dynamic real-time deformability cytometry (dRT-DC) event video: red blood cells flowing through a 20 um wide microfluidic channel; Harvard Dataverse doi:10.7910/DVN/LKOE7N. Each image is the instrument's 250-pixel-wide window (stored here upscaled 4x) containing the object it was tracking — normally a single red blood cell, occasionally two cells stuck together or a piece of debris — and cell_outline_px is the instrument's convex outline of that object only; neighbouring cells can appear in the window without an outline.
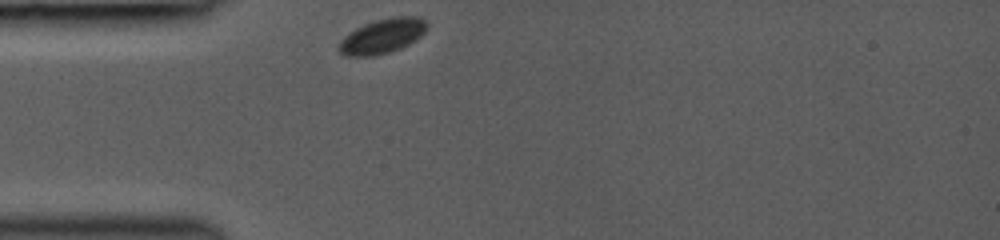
{"species": "common noctule bat (a hibernating species)", "species_latin": "Nyctalus noctula", "temperature_condition": "room temperature", "stored_images_in_passage": 28, "camera_frame_rate_fps": 3000, "um_per_image_px": 0.085, "animal": {"sex": "female", "body_mass_g": 19.0, "forearm_length_mm": 53.3}, "frame": {"image": 1, "passage_image": 1, "time_ms": 0.0, "image_size_px": [1000, 240], "cell_outline_px": [[428, 24], [424, 32], [416, 40], [400, 48], [388, 52], [372, 56], [344, 56], [336, 48], [340, 40], [348, 32], [364, 24], [376, 20], [392, 16], [420, 16]], "centroid_in_image_um": [32.47, 3.06], "position_along_channel_um": 52.5, "area_um2": 17.92}}
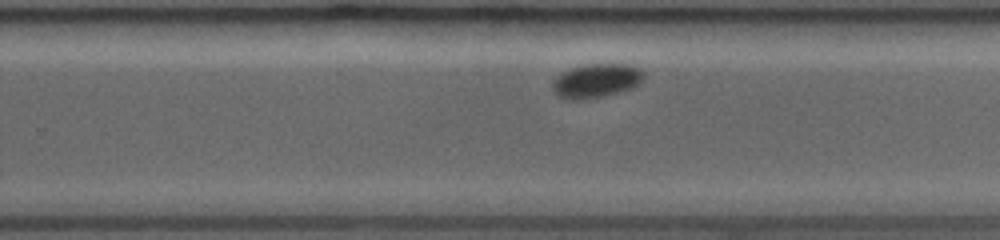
{"frame": {"image": 2, "passage_image": 18, "time_ms": 5.667, "image_size_px": [1000, 240], "cell_outline_px": [[644, 80], [632, 88], [604, 96], [584, 100], [568, 100], [556, 96], [552, 92], [552, 80], [564, 72], [572, 68], [584, 64], [628, 64], [640, 68], [644, 72]], "centroid_in_image_um": [50.67, 6.88], "position_along_channel_um": 279.1, "area_um2": 18.38}}
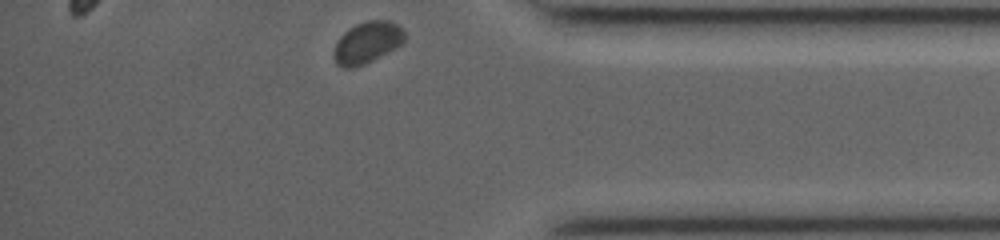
{"frame": {"image": 3, "passage_image": 28, "time_ms": 9.0, "image_size_px": [1000, 240], "cell_outline_px": [[404, 40], [396, 48], [364, 64], [352, 68], [344, 68], [336, 64], [332, 56], [332, 52], [340, 36], [348, 28], [356, 24], [368, 20], [388, 20], [404, 28]], "centroid_in_image_um": [31.18, 3.61], "position_along_channel_um": 404.0, "area_um2": 17.22}, "authors_computed_cell_mechanics": {"area_um2": 18.3226, "velocity_mm_per_s": 3.9521, "shape_relaxation_time_tau1_ms": 1.3781, "shape_relaxation_time_tau2_ms": null, "deformation_change_tau1": 0.0397, "deformation_change_tau2": null}}